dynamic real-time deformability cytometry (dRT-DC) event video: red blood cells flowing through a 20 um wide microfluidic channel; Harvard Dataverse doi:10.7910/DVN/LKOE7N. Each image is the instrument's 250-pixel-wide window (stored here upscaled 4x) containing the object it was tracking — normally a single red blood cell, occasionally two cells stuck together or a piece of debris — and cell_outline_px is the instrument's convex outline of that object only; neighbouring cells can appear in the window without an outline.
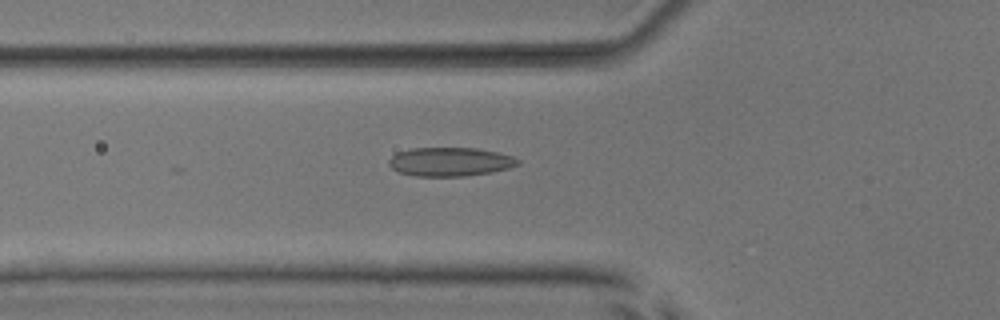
{"species": "common noctule bat (a hibernating species)", "species_latin": "Nyctalus noctula", "temperature_condition": "room temperature", "stored_images_in_passage": 25, "camera_frame_rate_fps": 3000, "um_per_image_px": 0.085, "animal": {"sex": "male", "body_mass_g": 17.9, "forearm_length_mm": 54.2}, "frame": {"image": 1, "passage_image": 19, "time_ms": 6.0, "image_size_px": [1000, 320], "cell_outline_px": [[520, 164], [508, 168], [492, 172], [464, 176], [416, 176], [400, 172], [392, 168], [388, 164], [388, 160], [396, 152], [412, 148], [476, 148], [496, 152], [512, 156], [520, 160]], "centroid_in_image_um": [38.25, 13.75], "position_along_channel_um": 87.6, "area_um2": 21.62}}